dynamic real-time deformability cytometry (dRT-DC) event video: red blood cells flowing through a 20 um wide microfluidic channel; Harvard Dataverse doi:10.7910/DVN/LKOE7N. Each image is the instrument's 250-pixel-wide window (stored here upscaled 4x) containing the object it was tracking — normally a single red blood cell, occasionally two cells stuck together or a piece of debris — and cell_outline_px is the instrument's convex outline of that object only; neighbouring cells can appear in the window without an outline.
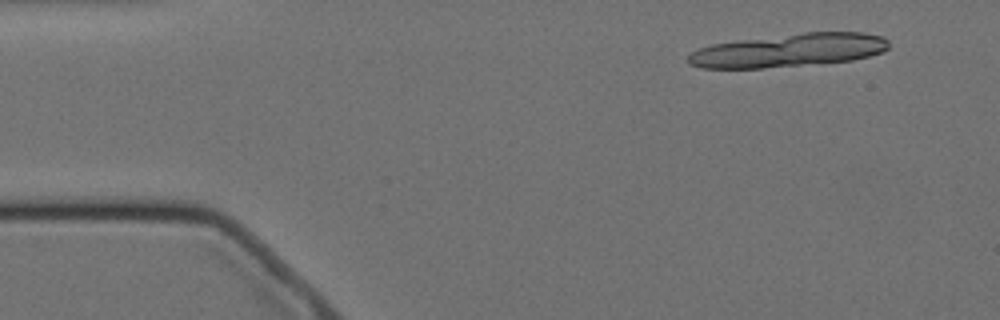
{"species": "Egyptian fruit bat (a non-hibernating species)", "species_latin": "Rousettus aegyptiacus", "temperature_condition": "cold", "stored_images_in_passage": 15, "segment_of_instrument_passage": [1, 2], "camera_frame_rate_fps": 3000, "um_per_image_px": 0.085, "animal": {"sex": "female"}, "frame": {"image": 1, "passage_image": 2, "time_ms": 1.0, "image_size_px": [1000, 320], "cell_outline_px": [[888, 48], [884, 52], [852, 60], [764, 68], [700, 68], [688, 64], [688, 56], [692, 52], [700, 48], [712, 44], [804, 32], [864, 32], [884, 36], [888, 40]], "centroid_in_image_um": [67.08, 4.27], "position_along_channel_um": 17.9, "area_um2": 38.67}}